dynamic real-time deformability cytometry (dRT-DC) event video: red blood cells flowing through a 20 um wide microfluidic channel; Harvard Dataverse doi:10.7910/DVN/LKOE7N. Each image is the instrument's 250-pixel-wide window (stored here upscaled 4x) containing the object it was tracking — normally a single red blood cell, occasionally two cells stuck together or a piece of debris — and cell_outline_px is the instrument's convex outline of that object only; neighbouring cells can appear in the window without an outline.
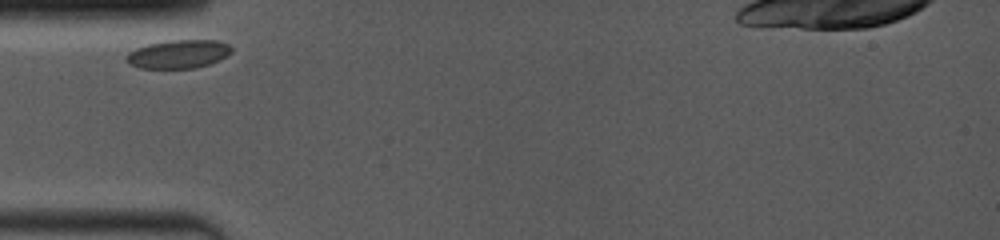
{"species": "common noctule bat (a hibernating species)", "species_latin": "Nyctalus noctula", "temperature_condition": "room temperature", "stored_images_in_passage": 20, "camera_frame_rate_fps": 4000, "um_per_image_px": 0.085, "animal": {"sex": "female", "body_mass_g": 19.0, "forearm_length_mm": 53.3}, "frame": {"image": 1, "passage_image": 1, "time_ms": 0.0, "image_size_px": [1000, 240], "cell_outline_px": [[232, 52], [220, 60], [196, 68], [140, 68], [132, 64], [128, 60], [128, 52], [136, 48], [148, 44], [168, 40], [216, 40], [228, 44], [232, 48]], "centroid_in_image_um": [15.21, 4.59], "position_along_channel_um": 69.8, "area_um2": 17.28}}
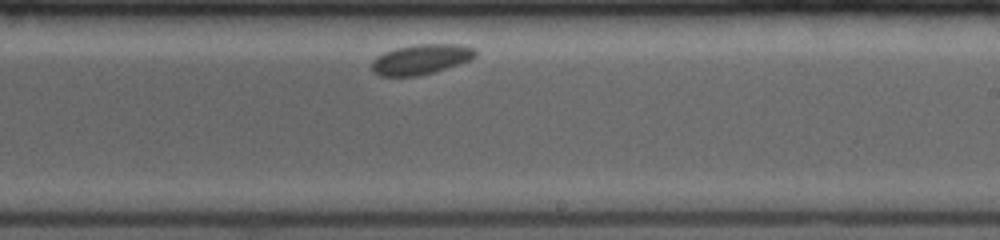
{"frame": {"image": 2, "passage_image": 12, "time_ms": 5.25, "image_size_px": [1000, 240], "cell_outline_px": [[476, 56], [468, 60], [432, 72], [416, 76], [380, 76], [372, 72], [372, 60], [384, 52], [396, 48], [416, 44], [460, 44], [476, 48]], "centroid_in_image_um": [35.76, 5.03], "position_along_channel_um": 253.2, "area_um2": 17.98}}
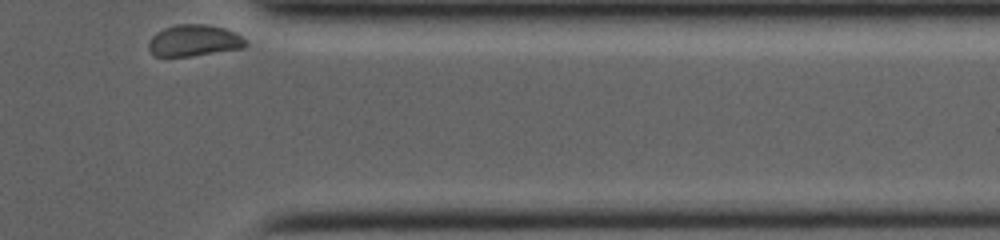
{"frame": {"image": 3, "passage_image": 20, "time_ms": 9.25, "image_size_px": [1000, 240], "cell_outline_px": [[248, 44], [244, 48], [188, 56], [156, 56], [148, 48], [148, 40], [156, 32], [164, 28], [176, 24], [204, 24], [224, 28], [236, 32]], "centroid_in_image_um": [16.48, 3.44], "position_along_channel_um": 394.9, "area_um2": 17.74}}